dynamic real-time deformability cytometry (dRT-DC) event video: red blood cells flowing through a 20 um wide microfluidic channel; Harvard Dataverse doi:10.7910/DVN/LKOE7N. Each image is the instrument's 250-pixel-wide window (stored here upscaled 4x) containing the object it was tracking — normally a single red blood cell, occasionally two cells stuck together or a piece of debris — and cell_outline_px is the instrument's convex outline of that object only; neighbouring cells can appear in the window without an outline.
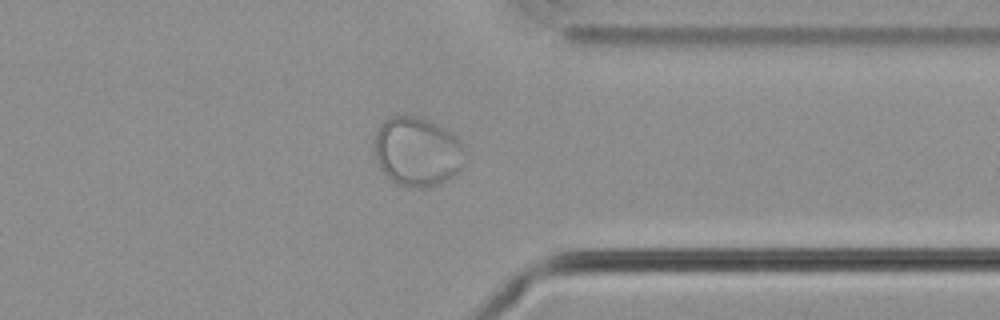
{"species": "common noctule bat (a hibernating species)", "species_latin": "Nyctalus noctula", "temperature_condition": "cold", "stored_images_in_passage": 49, "camera_frame_rate_fps": 3000, "um_per_image_px": 0.085, "animal": {"sex": "male", "body_mass_g": 21.5, "forearm_length_mm": 52.0}, "frame": {"image": 1, "passage_image": 37, "time_ms": 12.0, "image_size_px": [1000, 320], "cell_outline_px": [[460, 172], [440, 184], [428, 188], [420, 188], [396, 184], [380, 168], [376, 156], [376, 132], [380, 124], [384, 120], [392, 116], [420, 116], [444, 128], [456, 136], [460, 144]], "centroid_in_image_um": [35.43, 12.89], "position_along_channel_um": 376.0, "area_um2": 35.84}}
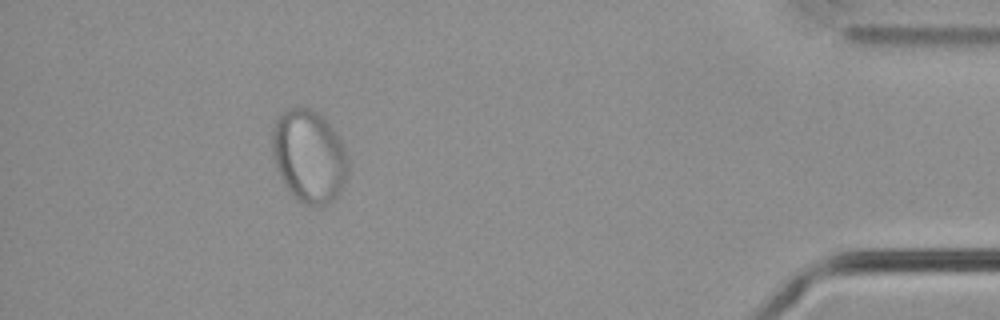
{"frame": {"image": 2, "passage_image": 44, "time_ms": 14.333, "image_size_px": [1000, 320], "cell_outline_px": [[348, 172], [340, 192], [328, 204], [320, 208], [304, 204], [292, 196], [284, 184], [276, 168], [272, 156], [272, 128], [276, 120], [288, 108], [308, 108], [320, 112], [340, 140], [344, 148], [348, 164]], "centroid_in_image_um": [26.25, 13.31], "position_along_channel_um": 409.0, "area_um2": 41.1}}